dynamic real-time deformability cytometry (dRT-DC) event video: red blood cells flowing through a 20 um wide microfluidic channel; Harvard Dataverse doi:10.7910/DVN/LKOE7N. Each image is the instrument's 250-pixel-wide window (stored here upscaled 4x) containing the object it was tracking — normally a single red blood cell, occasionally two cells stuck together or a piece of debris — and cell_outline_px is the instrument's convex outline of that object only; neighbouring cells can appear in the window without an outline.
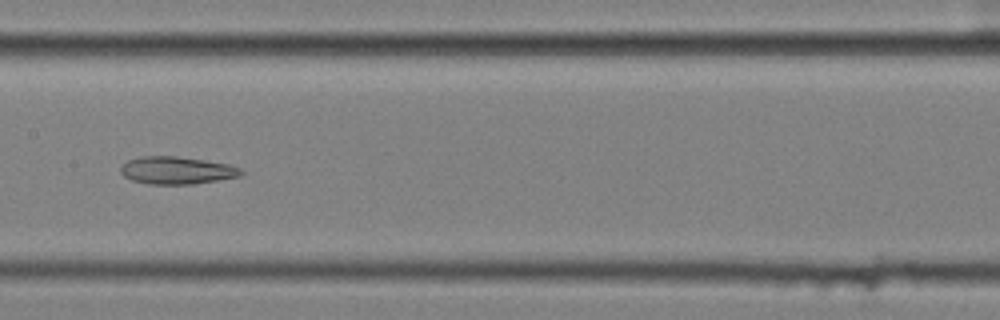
{"species": "common noctule bat (a hibernating species)", "species_latin": "Nyctalus noctula", "temperature_condition": "cold", "stored_images_in_passage": 9, "camera_frame_rate_fps": 3000, "um_per_image_px": 0.085, "animal": {"sex": "female", "body_mass_g": 25.1}, "frame": {"image": 1, "passage_image": 9, "time_ms": 2.667, "image_size_px": [1000, 320], "cell_outline_px": [[244, 172], [240, 176], [192, 184], [148, 184], [132, 180], [124, 176], [120, 172], [120, 168], [128, 160], [140, 156], [176, 156], [204, 160], [228, 164], [240, 168]], "centroid_in_image_um": [15.01, 14.48], "position_along_channel_um": 192.4, "area_um2": 19.19}}